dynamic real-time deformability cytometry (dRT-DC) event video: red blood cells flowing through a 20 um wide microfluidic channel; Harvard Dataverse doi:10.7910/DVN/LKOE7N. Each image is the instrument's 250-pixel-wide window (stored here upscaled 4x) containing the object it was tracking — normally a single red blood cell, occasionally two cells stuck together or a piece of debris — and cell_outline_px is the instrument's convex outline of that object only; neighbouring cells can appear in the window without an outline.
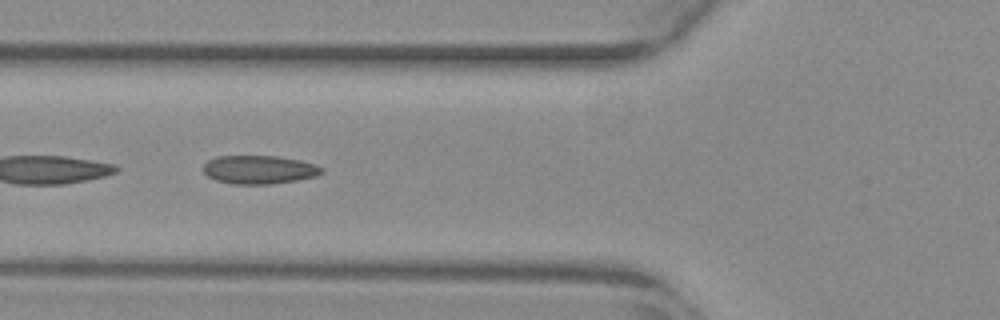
{"species": "common noctule bat (a hibernating species)", "species_latin": "Nyctalus noctula", "temperature_condition": "warm", "stored_images_in_passage": 9, "camera_frame_rate_fps": 3000, "um_per_image_px": 0.085, "animal": {"sex": "female", "body_mass_g": 29.2, "forearm_length_mm": 56.3}, "frame": {"image": 1, "passage_image": 7, "time_ms": 2.0, "image_size_px": [1000, 320], "cell_outline_px": [[324, 172], [316, 176], [296, 180], [272, 184], [232, 184], [216, 180], [208, 176], [204, 172], [204, 164], [208, 160], [216, 156], [276, 156], [300, 160], [316, 164], [324, 168]], "centroid_in_image_um": [22.05, 14.42], "position_along_channel_um": 103.8, "area_um2": 19.71}}